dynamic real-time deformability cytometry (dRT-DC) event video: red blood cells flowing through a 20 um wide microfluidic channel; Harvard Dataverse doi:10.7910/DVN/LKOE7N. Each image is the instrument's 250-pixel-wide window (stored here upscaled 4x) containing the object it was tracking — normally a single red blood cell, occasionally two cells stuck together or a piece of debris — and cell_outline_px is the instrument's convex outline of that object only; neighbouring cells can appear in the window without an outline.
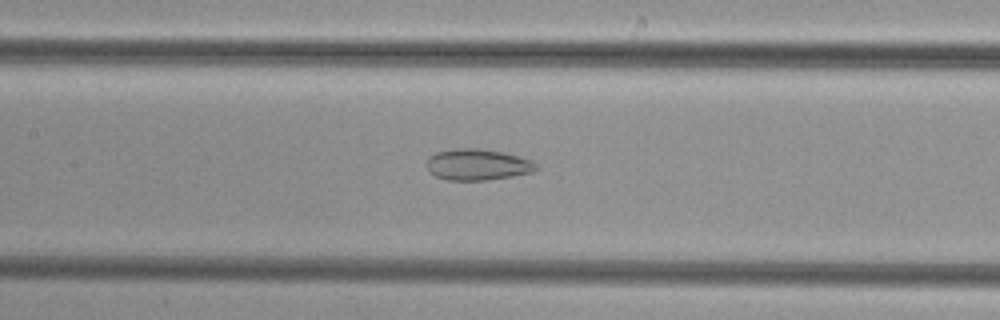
{"species": "common noctule bat (a hibernating species)", "species_latin": "Nyctalus noctula", "temperature_condition": "cold", "stored_images_in_passage": 51, "camera_frame_rate_fps": 3000, "um_per_image_px": 0.085, "animal": {"sex": "female", "body_mass_g": 29.2, "forearm_length_mm": 56.3}, "frame": {"image": 1, "passage_image": 24, "time_ms": 7.667, "image_size_px": [1000, 320], "cell_outline_px": [[540, 168], [532, 172], [512, 176], [484, 180], [448, 180], [436, 176], [428, 172], [428, 156], [436, 152], [456, 148], [476, 148], [504, 152], [532, 160]], "centroid_in_image_um": [40.6, 13.98], "position_along_channel_um": 166.8, "area_um2": 19.94}}
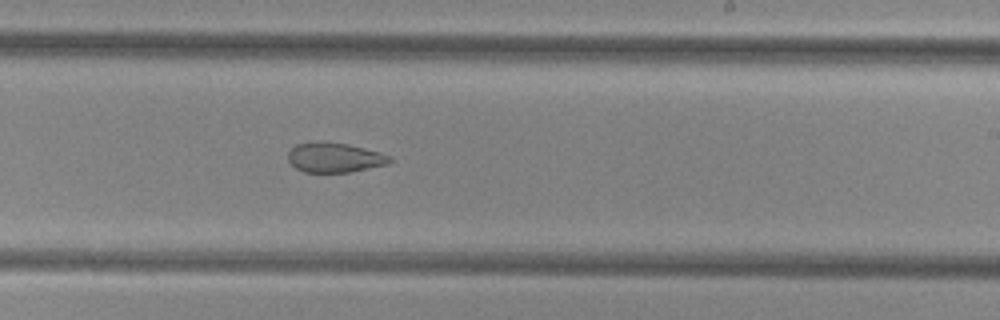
{"frame": {"image": 2, "passage_image": 31, "time_ms": 10.0, "image_size_px": [1000, 320], "cell_outline_px": [[392, 160], [388, 164], [348, 172], [304, 172], [296, 168], [288, 160], [288, 152], [296, 144], [316, 140], [348, 144], [380, 152], [392, 156]], "centroid_in_image_um": [28.43, 13.37], "position_along_channel_um": 260.6, "area_um2": 17.74}}
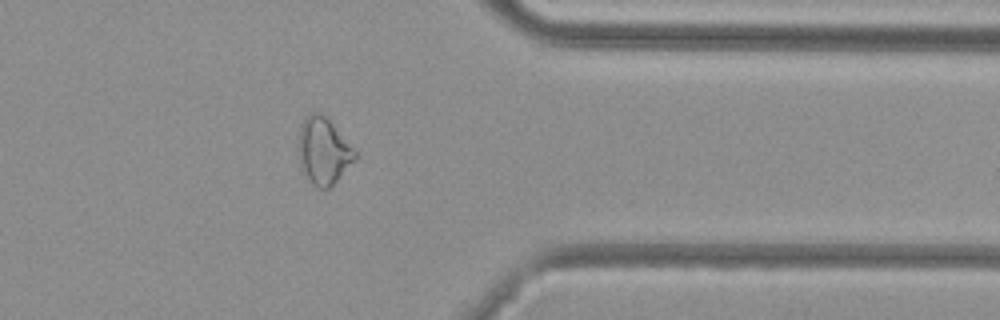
{"frame": {"image": 3, "passage_image": 41, "time_ms": 13.333, "image_size_px": [1000, 320], "cell_outline_px": [[360, 156], [328, 188], [320, 188], [312, 184], [304, 176], [300, 168], [300, 128], [308, 112], [320, 112], [332, 124]], "centroid_in_image_um": [27.5, 12.85], "position_along_channel_um": 383.9, "area_um2": 21.56}}